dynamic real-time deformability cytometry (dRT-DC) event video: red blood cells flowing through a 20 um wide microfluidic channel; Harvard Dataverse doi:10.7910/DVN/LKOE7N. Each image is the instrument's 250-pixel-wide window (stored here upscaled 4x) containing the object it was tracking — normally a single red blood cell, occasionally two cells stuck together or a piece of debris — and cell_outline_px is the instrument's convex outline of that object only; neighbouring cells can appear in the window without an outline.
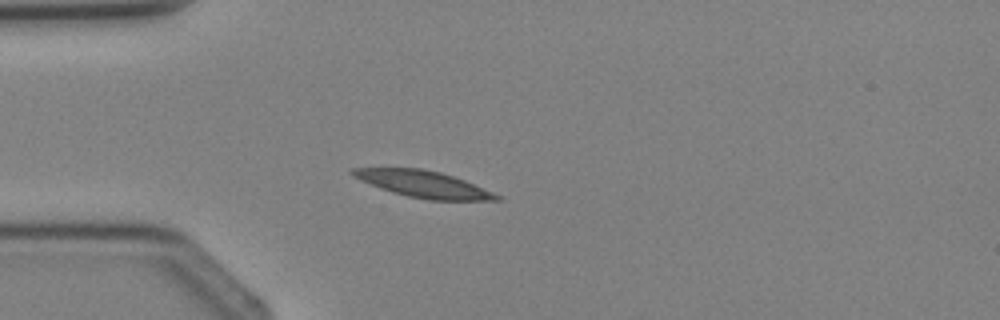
{"species": "Egyptian fruit bat (a non-hibernating species)", "species_latin": "Rousettus aegyptiacus", "temperature_condition": "cold", "stored_images_in_passage": 2, "camera_frame_rate_fps": 3000, "um_per_image_px": 0.085, "animal": {"sex": "female"}, "frame": {"image": 1, "passage_image": 2, "time_ms": 1.333, "image_size_px": [1000, 320], "cell_outline_px": [[504, 200], [428, 200], [408, 196], [392, 192], [380, 188], [360, 180], [352, 176], [348, 172], [352, 168], [420, 168], [440, 172], [464, 180], [492, 192], [500, 196]], "centroid_in_image_um": [35.95, 15.65], "position_along_channel_um": 49.1, "area_um2": 22.14}}